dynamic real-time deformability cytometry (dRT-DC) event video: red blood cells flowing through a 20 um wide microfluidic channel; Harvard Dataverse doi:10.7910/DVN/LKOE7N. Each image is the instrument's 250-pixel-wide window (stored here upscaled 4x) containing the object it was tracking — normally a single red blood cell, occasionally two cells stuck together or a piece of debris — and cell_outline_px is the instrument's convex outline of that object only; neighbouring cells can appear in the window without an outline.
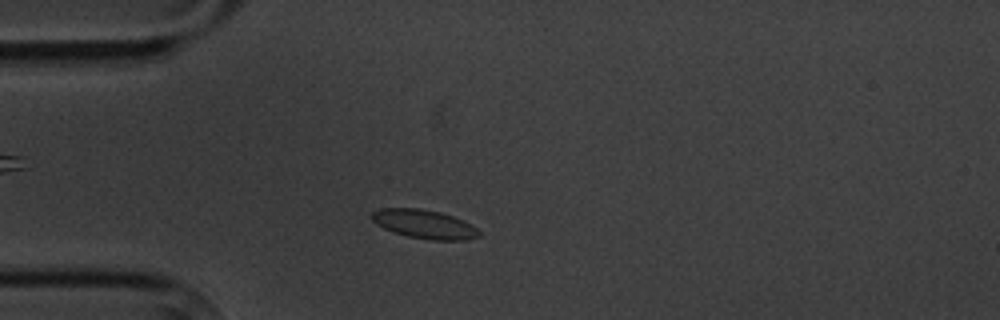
{"species": "common noctule bat (a hibernating species)", "species_latin": "Nyctalus noctula", "temperature_condition": "cold", "stored_images_in_passage": 3, "camera_frame_rate_fps": 3000, "um_per_image_px": 0.085, "animal": {"sex": "male", "body_mass_g": 20.1, "forearm_length_mm": 53.5}, "frame": {"image": 1, "passage_image": 1, "time_ms": 0.0, "image_size_px": [1000, 320], "cell_outline_px": [[480, 236], [468, 240], [432, 240], [408, 236], [392, 232], [376, 224], [368, 216], [372, 212], [380, 208], [420, 208], [440, 212], [464, 220], [476, 228], [480, 232]], "centroid_in_image_um": [36.04, 19.05], "position_along_channel_um": 49.0, "area_um2": 18.15}}
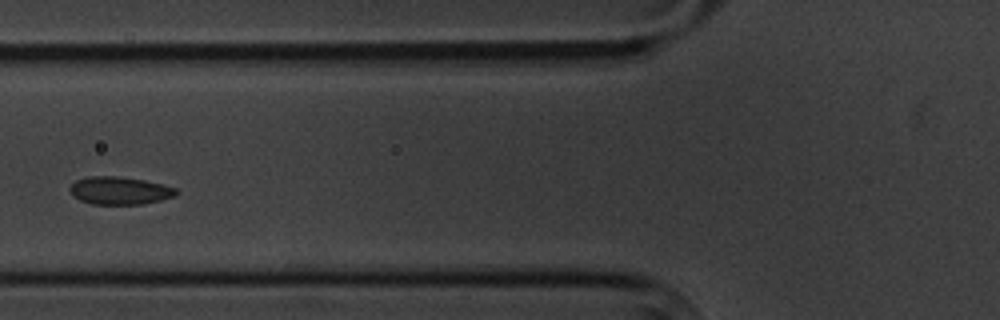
{"frame": {"image": 2, "passage_image": 3, "time_ms": 2.333, "image_size_px": [1000, 320], "cell_outline_px": [[180, 192], [176, 196], [144, 204], [92, 204], [80, 200], [72, 196], [68, 188], [76, 180], [88, 176], [120, 176], [144, 180], [164, 184], [176, 188]], "centroid_in_image_um": [10.19, 16.2], "position_along_channel_um": 115.6, "area_um2": 17.46}}